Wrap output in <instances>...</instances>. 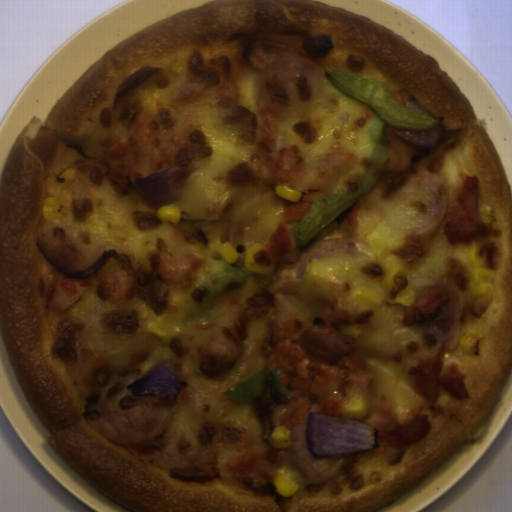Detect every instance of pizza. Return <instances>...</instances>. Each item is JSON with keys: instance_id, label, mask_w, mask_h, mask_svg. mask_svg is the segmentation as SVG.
<instances>
[{"instance_id": "dd6c1bee", "label": "pizza", "mask_w": 512, "mask_h": 512, "mask_svg": "<svg viewBox=\"0 0 512 512\" xmlns=\"http://www.w3.org/2000/svg\"><path fill=\"white\" fill-rule=\"evenodd\" d=\"M238 58L239 106L283 108L281 146L307 156L343 151L359 156L335 187L350 189L373 150L366 128L377 118L325 77L334 68L385 84L404 107L444 118L431 131L386 124L389 160L375 184L311 240L350 237L377 251H338L315 259L304 275L297 267L272 275L245 269L248 245H265L283 220L284 201L273 189L215 184L216 175L247 156L243 140L204 110L200 128L212 150L206 165L186 175L168 205L178 224L159 222L157 209L138 187L121 189L104 177L102 156L136 119L188 76L191 53ZM77 169L75 181L58 177ZM447 180L450 200L442 226L414 238L404 229L423 223L429 203L403 186L418 170ZM62 208L51 220L44 199ZM63 234L85 248L115 244L131 250L147 271L146 254L166 250L176 258L193 248L203 266L190 289L173 288L165 311L139 299L110 305L92 286L61 312L45 301L58 272L47 264L34 233ZM230 242L250 274L240 300L258 281L299 279L296 291L313 316L321 298L313 281L348 289L366 285L381 306L365 327H335L356 338L374 383L385 388L393 411H425L428 437L400 452L351 455V466L325 483L307 482L282 456L300 489L284 497L274 484L243 485L230 471L234 452L199 444L201 422L219 421L237 400L233 386L198 378L194 398H178L174 419L149 443L114 445L92 430L84 404L92 385L111 372H145L171 366L172 339L195 304L203 282L227 262L213 259L207 242ZM487 253L494 290L472 296L470 247ZM445 276L462 294L460 325L448 339L432 340L405 326L403 305L391 304L405 288ZM391 304V305H390ZM181 324V325H180ZM486 335L475 352L461 349L467 330ZM0 343L31 410L48 431L51 449L85 482L126 512H380L427 480L477 436L512 380V188L498 152L467 95L436 61L371 18L317 0H211L161 19L116 43L73 84L43 120L30 116L19 130L0 173ZM432 354L442 371H466L467 398L444 388L432 408L410 384L415 362Z\"/></svg>"}]
</instances>
